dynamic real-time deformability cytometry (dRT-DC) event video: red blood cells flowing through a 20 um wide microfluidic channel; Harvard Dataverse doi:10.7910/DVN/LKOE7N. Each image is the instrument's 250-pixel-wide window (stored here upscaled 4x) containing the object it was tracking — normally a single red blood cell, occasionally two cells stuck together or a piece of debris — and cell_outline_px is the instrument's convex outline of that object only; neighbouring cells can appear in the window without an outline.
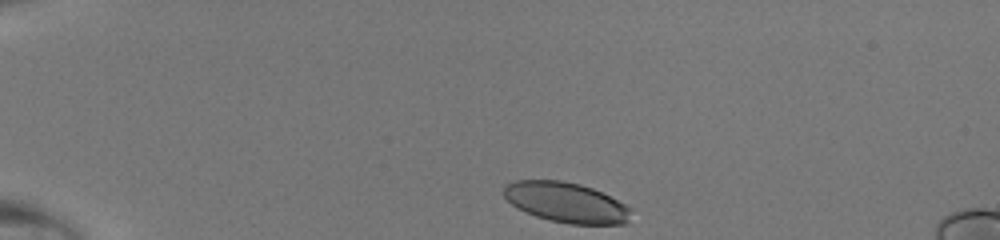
{"species": "human", "species_latin": "Homo sapiens", "temperature_condition": "room temperature", "stored_images_in_passage": 38, "camera_frame_rate_fps": 3000, "um_per_image_px": 0.085, "donor": {"sex": "male"}, "frame": {"image": 1, "passage_image": 1, "time_ms": 0.0, "image_size_px": [1000, 240], "cell_outline_px": [[632, 208], [628, 220], [624, 224], [568, 224], [548, 220], [536, 216], [512, 204], [504, 196], [504, 184], [512, 180], [560, 180], [580, 184], [592, 188]], "centroid_in_image_um": [48.1, 17.2], "position_along_channel_um": 36.9, "area_um2": 29.59}}
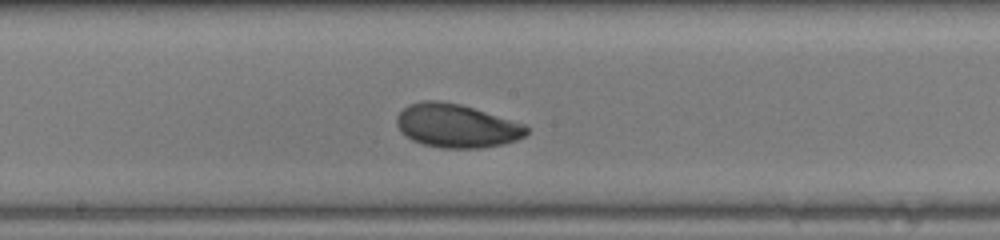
{"frame": {"image": 2, "passage_image": 18, "time_ms": 5.667, "image_size_px": [1000, 240], "cell_outline_px": [[528, 132], [524, 136], [516, 140], [500, 144], [480, 148], [440, 148], [424, 144], [412, 140], [400, 132], [396, 124], [396, 116], [408, 104], [424, 100], [440, 100], [460, 104], [524, 124], [528, 128]], "centroid_in_image_um": [38.75, 10.69], "position_along_channel_um": 209.4, "area_um2": 32.83}}
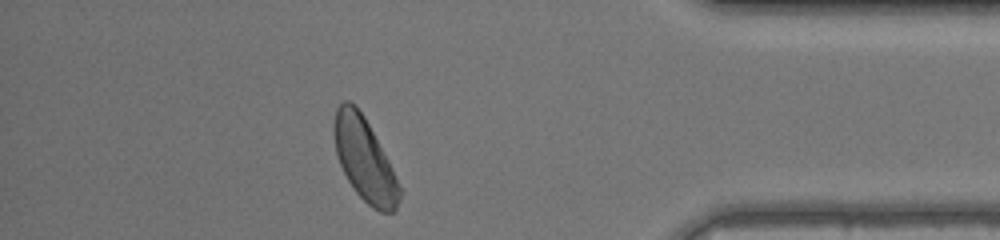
{"frame": {"image": 3, "passage_image": 33, "time_ms": 10.667, "image_size_px": [1000, 240], "cell_outline_px": [[400, 200], [396, 208], [392, 212], [380, 212], [372, 208], [356, 192], [348, 180], [336, 156], [332, 128], [336, 108], [344, 100], [348, 100], [356, 104], [364, 116], [388, 160], [392, 168], [400, 188]], "centroid_in_image_um": [30.95, 13.53], "position_along_channel_um": 404.2, "area_um2": 31.5}}